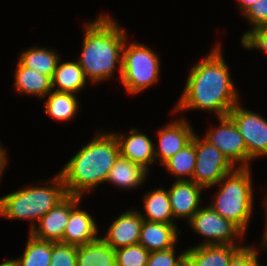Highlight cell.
I'll return each mask as SVG.
<instances>
[{"label":"cell","instance_id":"obj_8","mask_svg":"<svg viewBox=\"0 0 267 266\" xmlns=\"http://www.w3.org/2000/svg\"><path fill=\"white\" fill-rule=\"evenodd\" d=\"M194 146L196 163L191 181L196 184L205 189L211 188L235 169L221 151L204 138L201 139L196 133Z\"/></svg>","mask_w":267,"mask_h":266},{"label":"cell","instance_id":"obj_33","mask_svg":"<svg viewBox=\"0 0 267 266\" xmlns=\"http://www.w3.org/2000/svg\"><path fill=\"white\" fill-rule=\"evenodd\" d=\"M228 266H263L258 262L256 247L243 246L231 259Z\"/></svg>","mask_w":267,"mask_h":266},{"label":"cell","instance_id":"obj_35","mask_svg":"<svg viewBox=\"0 0 267 266\" xmlns=\"http://www.w3.org/2000/svg\"><path fill=\"white\" fill-rule=\"evenodd\" d=\"M266 199H265V201H264V208H265V217H266V224H265V229H264V233H263V236H262V242H261V248H264V249H267V197H265Z\"/></svg>","mask_w":267,"mask_h":266},{"label":"cell","instance_id":"obj_19","mask_svg":"<svg viewBox=\"0 0 267 266\" xmlns=\"http://www.w3.org/2000/svg\"><path fill=\"white\" fill-rule=\"evenodd\" d=\"M15 91L44 98L53 90L51 77L23 66L19 61L15 70Z\"/></svg>","mask_w":267,"mask_h":266},{"label":"cell","instance_id":"obj_22","mask_svg":"<svg viewBox=\"0 0 267 266\" xmlns=\"http://www.w3.org/2000/svg\"><path fill=\"white\" fill-rule=\"evenodd\" d=\"M77 266H116V254L101 237L77 246Z\"/></svg>","mask_w":267,"mask_h":266},{"label":"cell","instance_id":"obj_20","mask_svg":"<svg viewBox=\"0 0 267 266\" xmlns=\"http://www.w3.org/2000/svg\"><path fill=\"white\" fill-rule=\"evenodd\" d=\"M51 80L53 90L74 94L85 89L87 83L84 70L79 65L78 61L58 62Z\"/></svg>","mask_w":267,"mask_h":266},{"label":"cell","instance_id":"obj_16","mask_svg":"<svg viewBox=\"0 0 267 266\" xmlns=\"http://www.w3.org/2000/svg\"><path fill=\"white\" fill-rule=\"evenodd\" d=\"M70 218V195H67L54 208L49 210L30 230L39 240L61 242Z\"/></svg>","mask_w":267,"mask_h":266},{"label":"cell","instance_id":"obj_14","mask_svg":"<svg viewBox=\"0 0 267 266\" xmlns=\"http://www.w3.org/2000/svg\"><path fill=\"white\" fill-rule=\"evenodd\" d=\"M204 187L191 180L174 181L168 191L173 218H184L187 222L199 210Z\"/></svg>","mask_w":267,"mask_h":266},{"label":"cell","instance_id":"obj_15","mask_svg":"<svg viewBox=\"0 0 267 266\" xmlns=\"http://www.w3.org/2000/svg\"><path fill=\"white\" fill-rule=\"evenodd\" d=\"M137 128H132L127 135L112 132L119 145L120 156L140 165L149 172V165L155 162L153 141Z\"/></svg>","mask_w":267,"mask_h":266},{"label":"cell","instance_id":"obj_18","mask_svg":"<svg viewBox=\"0 0 267 266\" xmlns=\"http://www.w3.org/2000/svg\"><path fill=\"white\" fill-rule=\"evenodd\" d=\"M241 245H200L186 250L187 266H228Z\"/></svg>","mask_w":267,"mask_h":266},{"label":"cell","instance_id":"obj_25","mask_svg":"<svg viewBox=\"0 0 267 266\" xmlns=\"http://www.w3.org/2000/svg\"><path fill=\"white\" fill-rule=\"evenodd\" d=\"M18 61L23 66L52 78L58 62H60V55L53 49L34 46L22 51Z\"/></svg>","mask_w":267,"mask_h":266},{"label":"cell","instance_id":"obj_30","mask_svg":"<svg viewBox=\"0 0 267 266\" xmlns=\"http://www.w3.org/2000/svg\"><path fill=\"white\" fill-rule=\"evenodd\" d=\"M175 247L165 251L150 252L146 266H179L185 260L186 250L176 257Z\"/></svg>","mask_w":267,"mask_h":266},{"label":"cell","instance_id":"obj_26","mask_svg":"<svg viewBox=\"0 0 267 266\" xmlns=\"http://www.w3.org/2000/svg\"><path fill=\"white\" fill-rule=\"evenodd\" d=\"M196 163L194 135L191 142L174 156L166 160L162 165L173 174L176 181L191 180Z\"/></svg>","mask_w":267,"mask_h":266},{"label":"cell","instance_id":"obj_24","mask_svg":"<svg viewBox=\"0 0 267 266\" xmlns=\"http://www.w3.org/2000/svg\"><path fill=\"white\" fill-rule=\"evenodd\" d=\"M77 95L70 92H58L52 90L46 97L45 102L46 114L56 121H70L76 117L79 106Z\"/></svg>","mask_w":267,"mask_h":266},{"label":"cell","instance_id":"obj_3","mask_svg":"<svg viewBox=\"0 0 267 266\" xmlns=\"http://www.w3.org/2000/svg\"><path fill=\"white\" fill-rule=\"evenodd\" d=\"M59 171L67 195L83 197L101 183L120 156L119 145L112 132H99Z\"/></svg>","mask_w":267,"mask_h":266},{"label":"cell","instance_id":"obj_37","mask_svg":"<svg viewBox=\"0 0 267 266\" xmlns=\"http://www.w3.org/2000/svg\"><path fill=\"white\" fill-rule=\"evenodd\" d=\"M0 266H17L16 262L12 259H9L5 262H2Z\"/></svg>","mask_w":267,"mask_h":266},{"label":"cell","instance_id":"obj_36","mask_svg":"<svg viewBox=\"0 0 267 266\" xmlns=\"http://www.w3.org/2000/svg\"><path fill=\"white\" fill-rule=\"evenodd\" d=\"M257 0H238V8L240 9V12H245L249 7L254 4Z\"/></svg>","mask_w":267,"mask_h":266},{"label":"cell","instance_id":"obj_7","mask_svg":"<svg viewBox=\"0 0 267 266\" xmlns=\"http://www.w3.org/2000/svg\"><path fill=\"white\" fill-rule=\"evenodd\" d=\"M196 234L205 237L200 245H239L235 239L244 237V233L231 221L220 216L210 205L200 207L188 221Z\"/></svg>","mask_w":267,"mask_h":266},{"label":"cell","instance_id":"obj_9","mask_svg":"<svg viewBox=\"0 0 267 266\" xmlns=\"http://www.w3.org/2000/svg\"><path fill=\"white\" fill-rule=\"evenodd\" d=\"M228 116L234 121L247 147V168L255 158L267 157V119L241 107L238 102Z\"/></svg>","mask_w":267,"mask_h":266},{"label":"cell","instance_id":"obj_6","mask_svg":"<svg viewBox=\"0 0 267 266\" xmlns=\"http://www.w3.org/2000/svg\"><path fill=\"white\" fill-rule=\"evenodd\" d=\"M127 40L123 47L120 83L129 94L136 95L158 81L160 61L153 49L138 42L128 43Z\"/></svg>","mask_w":267,"mask_h":266},{"label":"cell","instance_id":"obj_13","mask_svg":"<svg viewBox=\"0 0 267 266\" xmlns=\"http://www.w3.org/2000/svg\"><path fill=\"white\" fill-rule=\"evenodd\" d=\"M142 224L143 218L139 211L126 210L111 223L105 237L101 238L114 250L137 244Z\"/></svg>","mask_w":267,"mask_h":266},{"label":"cell","instance_id":"obj_23","mask_svg":"<svg viewBox=\"0 0 267 266\" xmlns=\"http://www.w3.org/2000/svg\"><path fill=\"white\" fill-rule=\"evenodd\" d=\"M144 195V213H140L143 220L160 223L174 222L171 203L166 189L158 188Z\"/></svg>","mask_w":267,"mask_h":266},{"label":"cell","instance_id":"obj_10","mask_svg":"<svg viewBox=\"0 0 267 266\" xmlns=\"http://www.w3.org/2000/svg\"><path fill=\"white\" fill-rule=\"evenodd\" d=\"M218 121L220 125L210 128L202 138L221 151L235 168H247V147L234 121L228 115L218 117Z\"/></svg>","mask_w":267,"mask_h":266},{"label":"cell","instance_id":"obj_34","mask_svg":"<svg viewBox=\"0 0 267 266\" xmlns=\"http://www.w3.org/2000/svg\"><path fill=\"white\" fill-rule=\"evenodd\" d=\"M6 149H4V147L0 144V179L2 177V174L5 170V167L8 164V155L6 154Z\"/></svg>","mask_w":267,"mask_h":266},{"label":"cell","instance_id":"obj_28","mask_svg":"<svg viewBox=\"0 0 267 266\" xmlns=\"http://www.w3.org/2000/svg\"><path fill=\"white\" fill-rule=\"evenodd\" d=\"M116 266H146L150 252L141 244H133L115 250Z\"/></svg>","mask_w":267,"mask_h":266},{"label":"cell","instance_id":"obj_11","mask_svg":"<svg viewBox=\"0 0 267 266\" xmlns=\"http://www.w3.org/2000/svg\"><path fill=\"white\" fill-rule=\"evenodd\" d=\"M195 134L185 118L174 120L158 131V148L154 147L155 159L163 164L188 145Z\"/></svg>","mask_w":267,"mask_h":266},{"label":"cell","instance_id":"obj_31","mask_svg":"<svg viewBox=\"0 0 267 266\" xmlns=\"http://www.w3.org/2000/svg\"><path fill=\"white\" fill-rule=\"evenodd\" d=\"M245 49L256 48L267 54V26H259L245 32L241 38Z\"/></svg>","mask_w":267,"mask_h":266},{"label":"cell","instance_id":"obj_5","mask_svg":"<svg viewBox=\"0 0 267 266\" xmlns=\"http://www.w3.org/2000/svg\"><path fill=\"white\" fill-rule=\"evenodd\" d=\"M250 167L235 168L225 175L214 200L209 204L220 216L235 224L244 234L253 213L254 189Z\"/></svg>","mask_w":267,"mask_h":266},{"label":"cell","instance_id":"obj_21","mask_svg":"<svg viewBox=\"0 0 267 266\" xmlns=\"http://www.w3.org/2000/svg\"><path fill=\"white\" fill-rule=\"evenodd\" d=\"M147 174L148 171L140 165L119 156L109 171L106 182L122 189H131L142 186Z\"/></svg>","mask_w":267,"mask_h":266},{"label":"cell","instance_id":"obj_27","mask_svg":"<svg viewBox=\"0 0 267 266\" xmlns=\"http://www.w3.org/2000/svg\"><path fill=\"white\" fill-rule=\"evenodd\" d=\"M19 258L13 259L17 266H50L52 242L34 238L30 233Z\"/></svg>","mask_w":267,"mask_h":266},{"label":"cell","instance_id":"obj_4","mask_svg":"<svg viewBox=\"0 0 267 266\" xmlns=\"http://www.w3.org/2000/svg\"><path fill=\"white\" fill-rule=\"evenodd\" d=\"M42 186H27L0 198V217L11 220H29L30 230L36 223L66 196L62 176L58 173L54 178L44 179ZM47 183V185H46ZM45 185V186H44Z\"/></svg>","mask_w":267,"mask_h":266},{"label":"cell","instance_id":"obj_1","mask_svg":"<svg viewBox=\"0 0 267 266\" xmlns=\"http://www.w3.org/2000/svg\"><path fill=\"white\" fill-rule=\"evenodd\" d=\"M229 69L221 44L217 43L202 61L191 67L184 91L173 112L198 109L214 112L217 118L227 116L240 102Z\"/></svg>","mask_w":267,"mask_h":266},{"label":"cell","instance_id":"obj_2","mask_svg":"<svg viewBox=\"0 0 267 266\" xmlns=\"http://www.w3.org/2000/svg\"><path fill=\"white\" fill-rule=\"evenodd\" d=\"M116 22L110 15L100 14L94 21L84 25L83 45L77 61L90 83L112 78L118 64L121 79L127 33Z\"/></svg>","mask_w":267,"mask_h":266},{"label":"cell","instance_id":"obj_12","mask_svg":"<svg viewBox=\"0 0 267 266\" xmlns=\"http://www.w3.org/2000/svg\"><path fill=\"white\" fill-rule=\"evenodd\" d=\"M82 197L70 195V218L66 226L62 243L80 246L92 242L99 237L98 227L88 212L80 210Z\"/></svg>","mask_w":267,"mask_h":266},{"label":"cell","instance_id":"obj_38","mask_svg":"<svg viewBox=\"0 0 267 266\" xmlns=\"http://www.w3.org/2000/svg\"><path fill=\"white\" fill-rule=\"evenodd\" d=\"M179 266H187L186 261L184 260Z\"/></svg>","mask_w":267,"mask_h":266},{"label":"cell","instance_id":"obj_29","mask_svg":"<svg viewBox=\"0 0 267 266\" xmlns=\"http://www.w3.org/2000/svg\"><path fill=\"white\" fill-rule=\"evenodd\" d=\"M50 266H77V246L52 242Z\"/></svg>","mask_w":267,"mask_h":266},{"label":"cell","instance_id":"obj_17","mask_svg":"<svg viewBox=\"0 0 267 266\" xmlns=\"http://www.w3.org/2000/svg\"><path fill=\"white\" fill-rule=\"evenodd\" d=\"M176 223H160L143 220L139 244L149 252L165 251L176 246L178 231ZM178 231V232H177Z\"/></svg>","mask_w":267,"mask_h":266},{"label":"cell","instance_id":"obj_32","mask_svg":"<svg viewBox=\"0 0 267 266\" xmlns=\"http://www.w3.org/2000/svg\"><path fill=\"white\" fill-rule=\"evenodd\" d=\"M252 29L267 26V0H257L244 14Z\"/></svg>","mask_w":267,"mask_h":266}]
</instances>
